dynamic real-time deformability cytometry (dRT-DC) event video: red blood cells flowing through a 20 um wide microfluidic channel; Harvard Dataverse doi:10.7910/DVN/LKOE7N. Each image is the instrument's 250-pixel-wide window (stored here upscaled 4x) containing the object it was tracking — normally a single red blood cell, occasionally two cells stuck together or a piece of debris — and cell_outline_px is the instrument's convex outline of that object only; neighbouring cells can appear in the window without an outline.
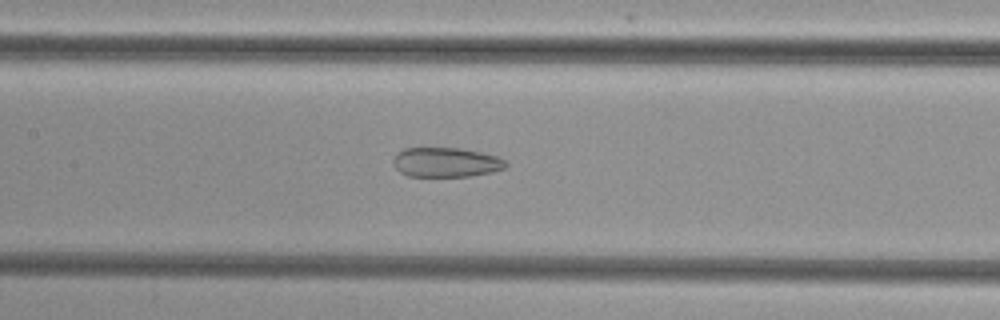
{"species": "common noctule bat (a hibernating species)", "species_latin": "Nyctalus noctula", "temperature_condition": "cold", "stored_images_in_passage": 49, "camera_frame_rate_fps": 3000, "um_per_image_px": 0.085, "animal": {"sex": "female", "body_mass_g": 29.2, "forearm_length_mm": 56.3}, "frame": {"image": 1, "passage_image": 24, "time_ms": 7.667, "image_size_px": [1000, 320], "cell_outline_px": [[508, 164], [504, 168], [492, 172], [468, 176], [408, 176], [400, 172], [396, 168], [392, 160], [404, 148], [460, 148], [480, 152], [496, 156], [504, 160]], "centroid_in_image_um": [37.91, 13.8], "position_along_channel_um": 169.5, "area_um2": 19.19}}
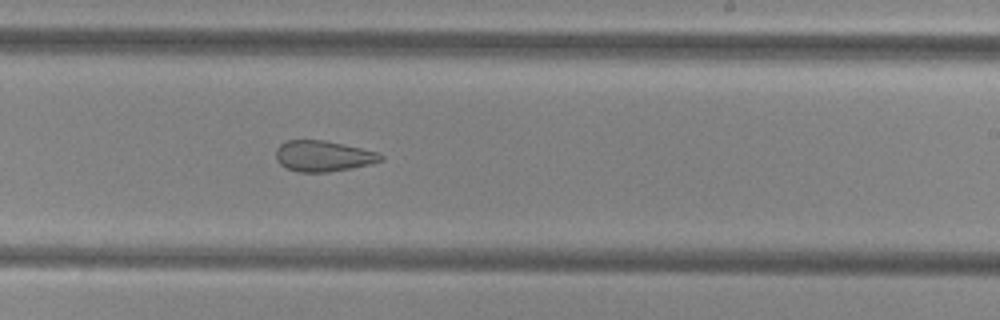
{"frame": {"image": 2, "passage_image": 31, "time_ms": 10.0, "image_size_px": [1000, 320], "cell_outline_px": [[384, 160], [372, 164], [352, 168], [328, 172], [296, 172], [280, 164], [276, 160], [276, 148], [280, 144], [288, 140], [324, 140], [360, 148], [376, 152], [384, 156]], "centroid_in_image_um": [27.47, 13.27], "position_along_channel_um": 261.5, "area_um2": 18.84}}
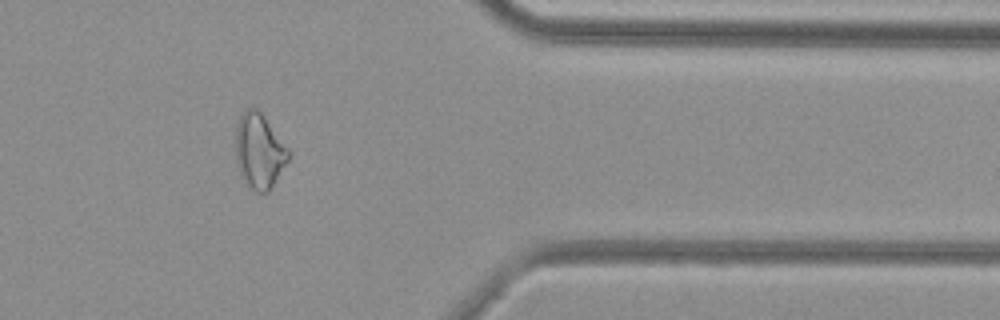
{"frame": {"image": 3, "passage_image": 42, "time_ms": 13.667, "image_size_px": [1000, 320], "cell_outline_px": [[292, 152], [288, 160], [268, 192], [256, 192], [248, 188], [240, 176], [236, 160], [236, 124], [244, 108], [256, 108], [260, 112]], "centroid_in_image_um": [22.02, 12.85], "position_along_channel_um": 389.4, "area_um2": 23.18}}